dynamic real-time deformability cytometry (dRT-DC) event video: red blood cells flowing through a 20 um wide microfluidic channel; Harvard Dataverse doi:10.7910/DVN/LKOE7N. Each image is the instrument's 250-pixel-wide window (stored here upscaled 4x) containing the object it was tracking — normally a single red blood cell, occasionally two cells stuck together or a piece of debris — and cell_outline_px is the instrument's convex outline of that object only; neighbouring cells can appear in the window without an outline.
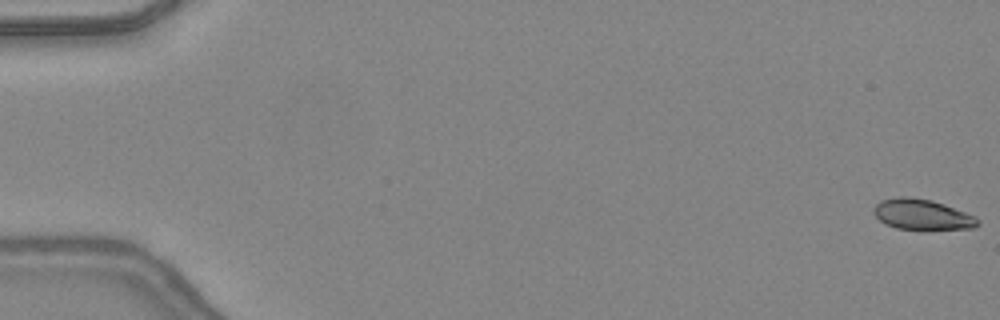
{"species": "common noctule bat (a hibernating species)", "species_latin": "Nyctalus noctula", "temperature_condition": "warm", "stored_images_in_passage": 48, "camera_frame_rate_fps": 3000, "um_per_image_px": 0.085, "animal": {"sex": "female", "body_mass_g": 24.6, "forearm_length_mm": 56.2}, "frame": {"image": 1, "passage_image": 1, "time_ms": 0.0, "image_size_px": [1000, 320], "cell_outline_px": [[980, 224], [976, 228], [896, 228], [884, 224], [872, 212], [872, 208], [880, 200], [900, 196], [908, 196], [932, 200], [944, 204], [976, 216], [980, 220]], "centroid_in_image_um": [78.36, 18.2], "position_along_channel_um": 6.6, "area_um2": 18.38}}
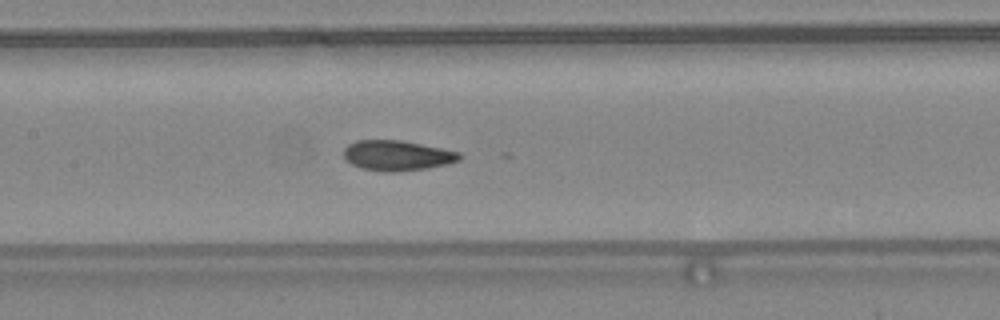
{"frame": {"image": 2, "passage_image": 24, "time_ms": 7.667, "image_size_px": [1000, 320], "cell_outline_px": [[460, 160], [448, 164], [428, 168], [396, 172], [384, 172], [360, 168], [352, 164], [344, 156], [344, 148], [348, 144], [356, 140], [400, 140], [460, 152]], "centroid_in_image_um": [33.74, 13.22], "position_along_channel_um": 173.7, "area_um2": 20.35}}
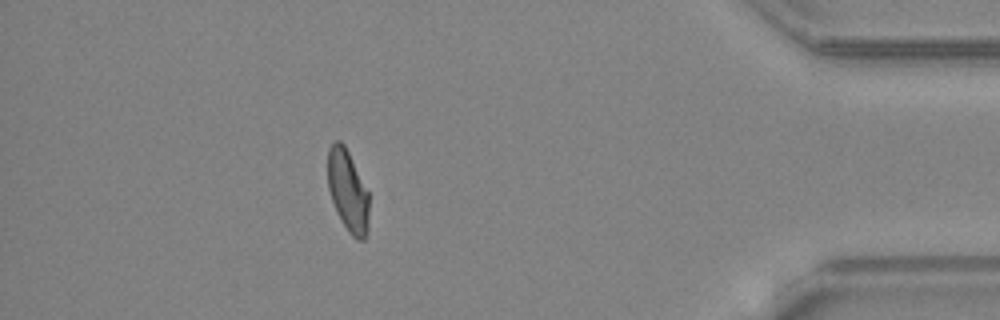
{"frame": {"image": 3, "passage_image": 43, "time_ms": 14.0, "image_size_px": [1000, 320], "cell_outline_px": [[368, 232], [364, 240], [356, 240], [348, 232], [336, 212], [328, 188], [328, 148], [336, 140], [340, 140], [344, 144], [368, 192]], "centroid_in_image_um": [29.56, 16.26], "position_along_channel_um": 405.6, "area_um2": 19.54}, "authors_computed_cell_mechanics": {"area_um2": 20.1144, "velocity_mm_per_s": 4.3971, "shape_relaxation_time_tau1_ms": 7.0626, "shape_relaxation_time_tau2_ms": 1.3753, "deformation_change_tau1": 0.209, "deformation_change_tau2": 0.0611}}